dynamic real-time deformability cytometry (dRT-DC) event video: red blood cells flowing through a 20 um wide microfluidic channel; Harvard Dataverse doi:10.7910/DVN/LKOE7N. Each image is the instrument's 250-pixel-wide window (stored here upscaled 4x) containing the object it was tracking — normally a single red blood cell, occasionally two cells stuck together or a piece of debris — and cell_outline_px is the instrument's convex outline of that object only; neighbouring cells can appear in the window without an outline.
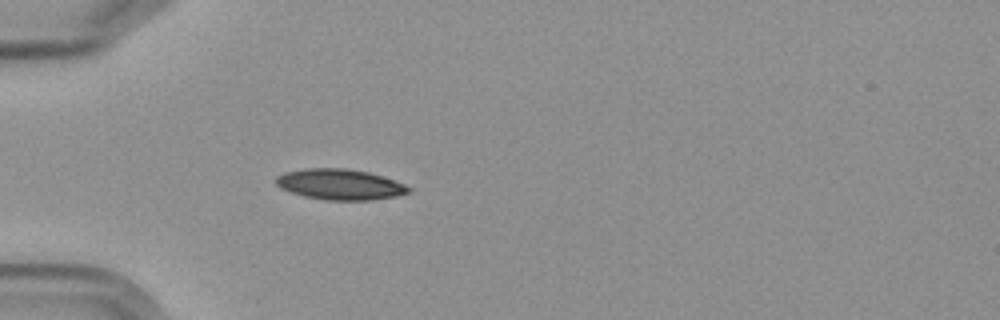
{"species": "Egyptian fruit bat (a non-hibernating species)", "species_latin": "Rousettus aegyptiacus", "temperature_condition": "cold", "stored_images_in_passage": 5, "camera_frame_rate_fps": 3000, "um_per_image_px": 0.085, "frame": {"image": 1, "passage_image": 5, "time_ms": 4.667, "image_size_px": [1000, 320], "cell_outline_px": [[412, 188], [408, 192], [396, 196], [368, 200], [324, 200], [304, 196], [280, 188], [276, 184], [276, 176], [284, 172], [304, 168], [348, 168], [368, 172], [404, 184]], "centroid_in_image_um": [28.85, 15.67], "position_along_channel_um": 56.2, "area_um2": 23.58}}